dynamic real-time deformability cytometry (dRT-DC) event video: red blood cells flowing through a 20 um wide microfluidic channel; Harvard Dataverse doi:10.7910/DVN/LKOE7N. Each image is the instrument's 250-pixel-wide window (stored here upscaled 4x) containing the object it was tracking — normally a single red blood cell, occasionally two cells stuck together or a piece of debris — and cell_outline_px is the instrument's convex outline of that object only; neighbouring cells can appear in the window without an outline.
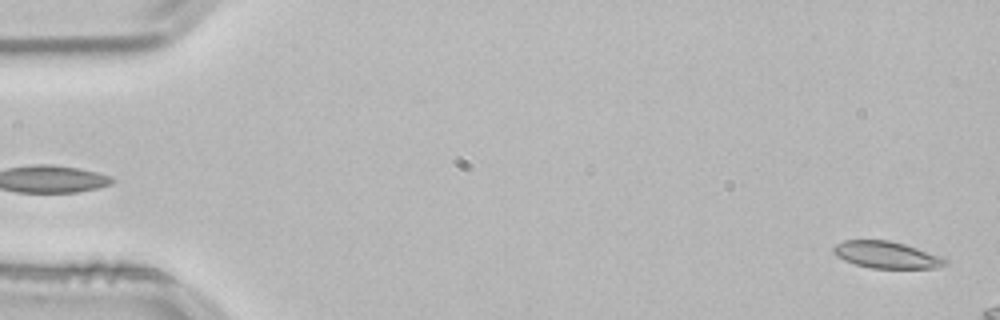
{"species": "common noctule bat (a hibernating species)", "species_latin": "Nyctalus noctula", "temperature_condition": "room temperature", "stored_images_in_passage": 10, "camera_frame_rate_fps": 3000, "um_per_image_px": 0.085, "animal": {"sex": "male", "body_mass_g": 21.5, "forearm_length_mm": 52.0}, "frame": {"image": 1, "passage_image": 2, "time_ms": 0.333, "image_size_px": [1000, 320], "cell_outline_px": [[948, 264], [936, 268], [872, 268], [856, 264], [844, 260], [836, 256], [832, 252], [832, 248], [836, 244], [844, 240], [888, 240], [904, 244], [944, 256], [948, 260]], "centroid_in_image_um": [75.38, 21.66], "position_along_channel_um": 9.6, "area_um2": 17.63}}